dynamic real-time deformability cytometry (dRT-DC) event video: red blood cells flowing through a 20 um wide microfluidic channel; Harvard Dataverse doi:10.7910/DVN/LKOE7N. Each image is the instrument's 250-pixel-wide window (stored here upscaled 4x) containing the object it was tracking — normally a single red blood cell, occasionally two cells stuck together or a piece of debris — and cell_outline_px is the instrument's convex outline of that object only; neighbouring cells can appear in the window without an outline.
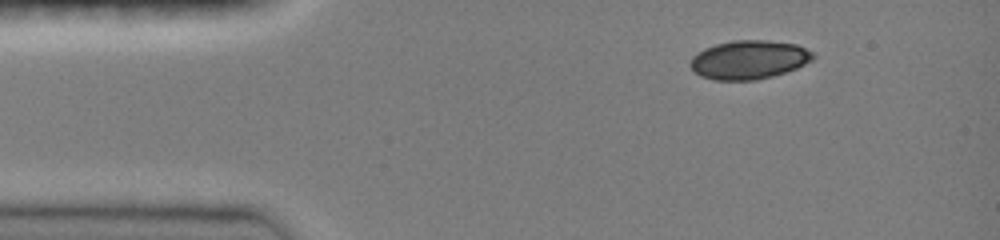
{"species": "common noctule bat (a hibernating species)", "species_latin": "Nyctalus noctula", "temperature_condition": "room temperature", "stored_images_in_passage": 47, "camera_frame_rate_fps": 3000, "um_per_image_px": 0.085, "animal": {"sex": "female", "body_mass_g": 19.0, "forearm_length_mm": 51.5}, "frame": {"image": 1, "passage_image": 1, "time_ms": 0.0, "image_size_px": [1000, 240], "cell_outline_px": [[816, 56], [812, 60], [796, 68], [772, 76], [756, 80], [712, 80], [700, 76], [688, 64], [692, 56], [696, 52], [704, 48], [716, 44], [732, 40], [768, 40], [796, 44], [812, 52]], "centroid_in_image_um": [63.62, 5.07], "position_along_channel_um": 21.4, "area_um2": 27.8}}
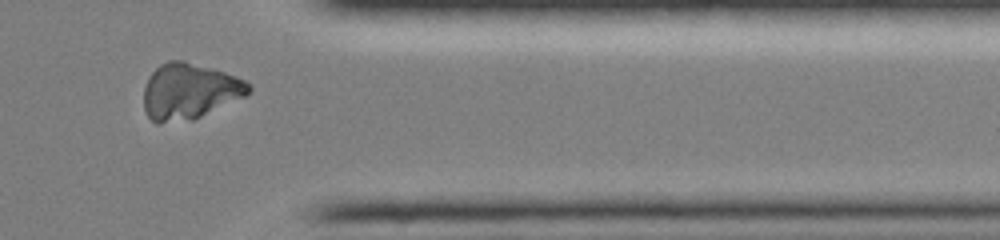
{"frame": {"image": 2, "passage_image": 38, "time_ms": 11.0, "image_size_px": [1000, 240], "cell_outline_px": [[252, 92], [244, 96], [192, 120], [160, 124], [156, 124], [148, 116], [144, 108], [144, 88], [148, 76], [160, 64], [168, 60], [184, 60], [212, 68], [236, 76], [252, 84]], "centroid_in_image_um": [16.08, 7.75], "position_along_channel_um": 395.3, "area_um2": 34.33}}